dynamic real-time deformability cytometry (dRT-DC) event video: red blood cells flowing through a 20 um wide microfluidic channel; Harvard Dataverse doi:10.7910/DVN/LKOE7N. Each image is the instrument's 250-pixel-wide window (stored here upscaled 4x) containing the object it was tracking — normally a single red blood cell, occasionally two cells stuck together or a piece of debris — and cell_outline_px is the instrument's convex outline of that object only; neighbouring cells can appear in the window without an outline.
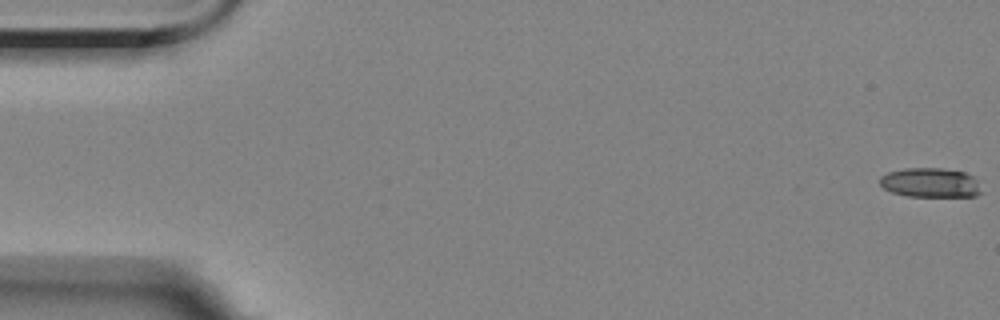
{"species": "Egyptian fruit bat (a non-hibernating species)", "species_latin": "Rousettus aegyptiacus", "temperature_condition": "room temperature", "stored_images_in_passage": 6, "camera_frame_rate_fps": 3000, "um_per_image_px": 0.085, "animal": {"sex": "female"}, "frame": {"image": 1, "passage_image": 1, "time_ms": 0.0, "image_size_px": [1000, 320], "cell_outline_px": [[984, 192], [976, 196], [908, 196], [892, 192], [884, 188], [880, 184], [880, 176], [888, 172], [904, 168], [940, 168], [964, 172], [972, 176]], "centroid_in_image_um": [79.08, 15.53], "position_along_channel_um": 5.9, "area_um2": 17.4}}
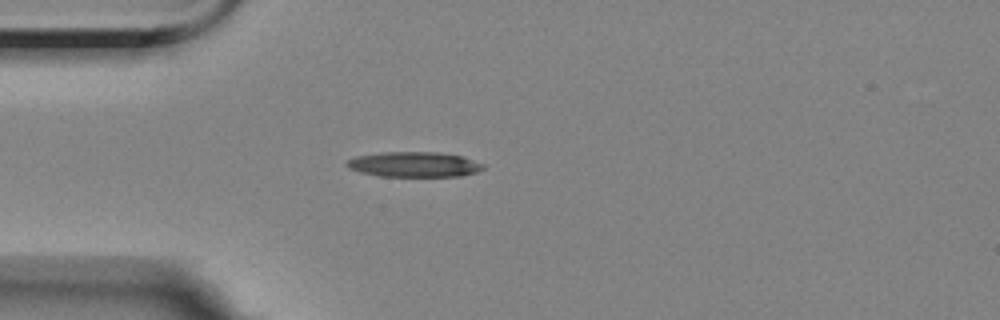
{"frame": {"image": 2, "passage_image": 5, "time_ms": 5.0, "image_size_px": [1000, 320], "cell_outline_px": [[484, 168], [476, 172], [460, 176], [380, 176], [360, 172], [348, 168], [344, 164], [348, 160], [356, 156], [384, 152], [440, 152], [464, 156], [484, 164]], "centroid_in_image_um": [35.21, 13.97], "position_along_channel_um": 49.8, "area_um2": 20.06}}